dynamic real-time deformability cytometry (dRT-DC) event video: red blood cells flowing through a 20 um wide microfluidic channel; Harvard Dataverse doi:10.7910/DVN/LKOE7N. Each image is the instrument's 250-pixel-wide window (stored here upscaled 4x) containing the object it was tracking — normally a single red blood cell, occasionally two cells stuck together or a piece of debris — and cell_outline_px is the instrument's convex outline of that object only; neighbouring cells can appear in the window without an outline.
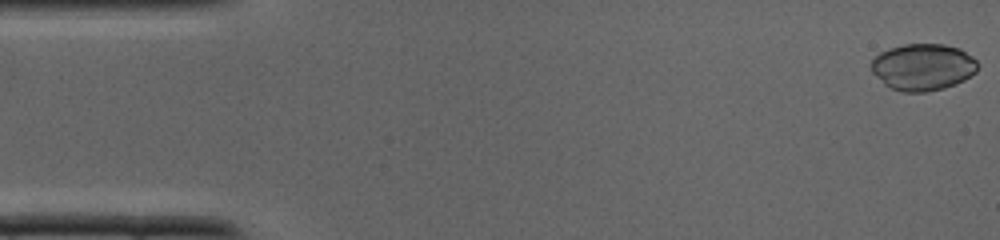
{"species": "common noctule bat (a hibernating species)", "species_latin": "Nyctalus noctula", "temperature_condition": "cold", "stored_images_in_passage": 11, "camera_frame_rate_fps": 3000, "um_per_image_px": 0.085, "animal": {"sex": "male", "body_mass_g": 19.0, "forearm_length_mm": 50.8}, "frame": {"image": 1, "passage_image": 1, "time_ms": 0.0, "image_size_px": [1000, 240], "cell_outline_px": [[980, 64], [976, 72], [964, 80], [956, 84], [944, 88], [924, 92], [900, 92], [884, 84], [872, 72], [872, 60], [880, 52], [888, 48], [904, 44], [944, 44], [960, 48], [972, 56]], "centroid_in_image_um": [78.47, 5.69], "position_along_channel_um": 6.5, "area_um2": 29.19}}